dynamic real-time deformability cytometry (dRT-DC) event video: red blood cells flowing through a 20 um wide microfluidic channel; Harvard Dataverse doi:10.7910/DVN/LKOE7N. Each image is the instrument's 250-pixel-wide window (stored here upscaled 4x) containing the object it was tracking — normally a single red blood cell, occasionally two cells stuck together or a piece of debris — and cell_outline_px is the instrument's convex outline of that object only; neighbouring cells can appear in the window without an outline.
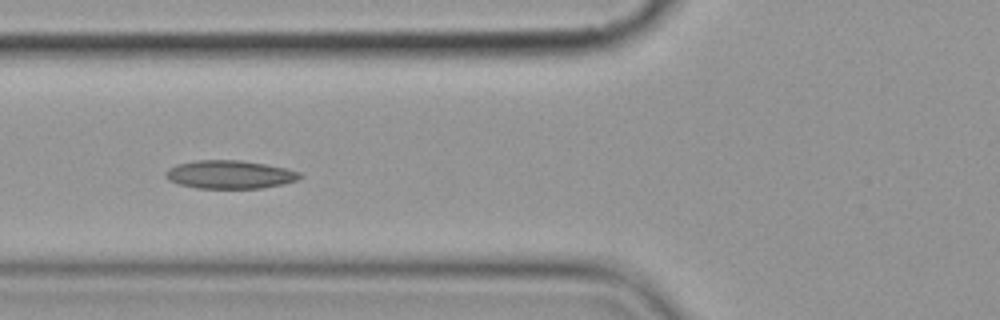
{"species": "common noctule bat (a hibernating species)", "species_latin": "Nyctalus noctula", "temperature_condition": "cold", "stored_images_in_passage": 10, "camera_frame_rate_fps": 3000, "um_per_image_px": 0.085, "animal": {"sex": "female", "body_mass_g": 19.9}, "frame": {"image": 1, "passage_image": 5, "time_ms": 5.667, "image_size_px": [1000, 320], "cell_outline_px": [[304, 176], [296, 180], [284, 184], [260, 188], [196, 188], [180, 184], [168, 180], [164, 176], [164, 172], [176, 164], [196, 160], [240, 160], [264, 164], [284, 168], [300, 172]], "centroid_in_image_um": [19.51, 14.83], "position_along_channel_um": 106.3, "area_um2": 22.08}}
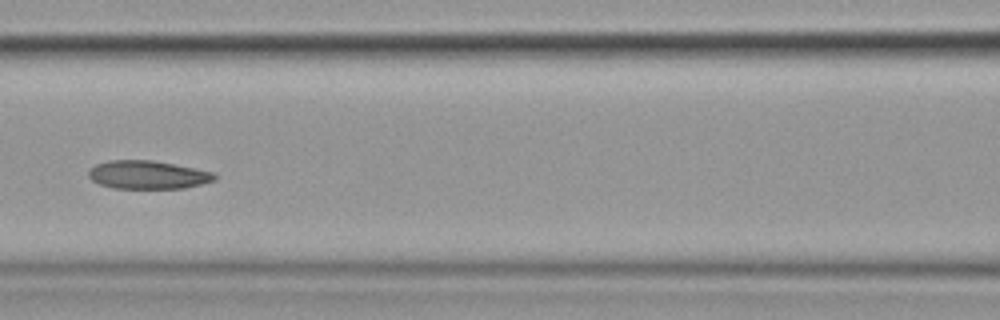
{"frame": {"image": 2, "passage_image": 6, "time_ms": 7.0, "image_size_px": [1000, 320], "cell_outline_px": [[216, 180], [184, 188], [112, 188], [100, 184], [92, 180], [88, 176], [88, 168], [96, 164], [108, 160], [152, 160], [212, 172], [216, 176]], "centroid_in_image_um": [12.5, 14.85], "position_along_channel_um": 154.1, "area_um2": 20.63}}
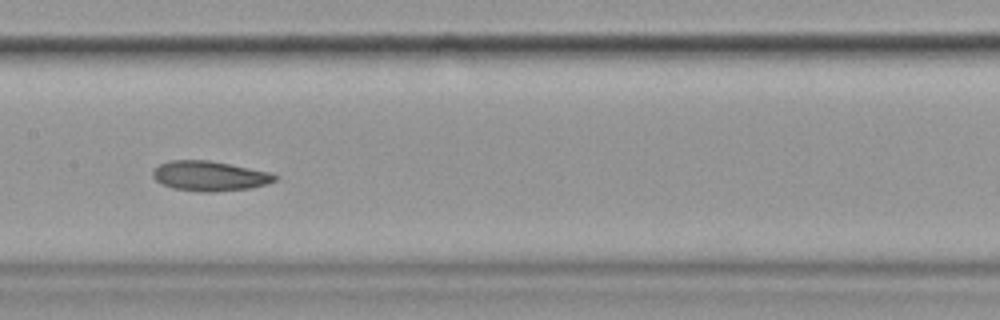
{"frame": {"image": 3, "passage_image": 7, "time_ms": 8.0, "image_size_px": [1000, 320], "cell_outline_px": [[276, 180], [264, 184], [248, 188], [212, 192], [200, 192], [172, 188], [160, 184], [152, 176], [152, 172], [160, 164], [168, 160], [208, 160], [272, 172], [276, 176]], "centroid_in_image_um": [17.77, 14.95], "position_along_channel_um": 189.6, "area_um2": 21.21}}